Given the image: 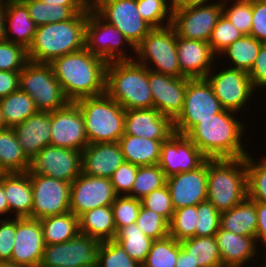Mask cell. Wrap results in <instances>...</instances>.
Masks as SVG:
<instances>
[{
	"mask_svg": "<svg viewBox=\"0 0 266 267\" xmlns=\"http://www.w3.org/2000/svg\"><path fill=\"white\" fill-rule=\"evenodd\" d=\"M173 133V121L155 108L125 110L124 134L167 140Z\"/></svg>",
	"mask_w": 266,
	"mask_h": 267,
	"instance_id": "cell-23",
	"label": "cell"
},
{
	"mask_svg": "<svg viewBox=\"0 0 266 267\" xmlns=\"http://www.w3.org/2000/svg\"><path fill=\"white\" fill-rule=\"evenodd\" d=\"M37 27L72 19L77 13H88L91 6H65L47 4L42 0L24 2Z\"/></svg>",
	"mask_w": 266,
	"mask_h": 267,
	"instance_id": "cell-35",
	"label": "cell"
},
{
	"mask_svg": "<svg viewBox=\"0 0 266 267\" xmlns=\"http://www.w3.org/2000/svg\"><path fill=\"white\" fill-rule=\"evenodd\" d=\"M141 206L139 199L128 195L117 196L111 205L116 230L136 223Z\"/></svg>",
	"mask_w": 266,
	"mask_h": 267,
	"instance_id": "cell-47",
	"label": "cell"
},
{
	"mask_svg": "<svg viewBox=\"0 0 266 267\" xmlns=\"http://www.w3.org/2000/svg\"><path fill=\"white\" fill-rule=\"evenodd\" d=\"M228 68L219 70L220 72L216 74L215 71L214 73L210 71L205 79L211 85L222 107L237 113L241 108L245 109L247 101L252 98L251 95L253 96L256 89L247 72L230 66Z\"/></svg>",
	"mask_w": 266,
	"mask_h": 267,
	"instance_id": "cell-14",
	"label": "cell"
},
{
	"mask_svg": "<svg viewBox=\"0 0 266 267\" xmlns=\"http://www.w3.org/2000/svg\"><path fill=\"white\" fill-rule=\"evenodd\" d=\"M4 39V5L0 4V41Z\"/></svg>",
	"mask_w": 266,
	"mask_h": 267,
	"instance_id": "cell-63",
	"label": "cell"
},
{
	"mask_svg": "<svg viewBox=\"0 0 266 267\" xmlns=\"http://www.w3.org/2000/svg\"><path fill=\"white\" fill-rule=\"evenodd\" d=\"M166 184L164 171L156 165L139 166L131 193L128 196L143 199L152 191Z\"/></svg>",
	"mask_w": 266,
	"mask_h": 267,
	"instance_id": "cell-41",
	"label": "cell"
},
{
	"mask_svg": "<svg viewBox=\"0 0 266 267\" xmlns=\"http://www.w3.org/2000/svg\"><path fill=\"white\" fill-rule=\"evenodd\" d=\"M75 103L82 112L89 144L118 142L124 135L125 109L106 93Z\"/></svg>",
	"mask_w": 266,
	"mask_h": 267,
	"instance_id": "cell-6",
	"label": "cell"
},
{
	"mask_svg": "<svg viewBox=\"0 0 266 267\" xmlns=\"http://www.w3.org/2000/svg\"><path fill=\"white\" fill-rule=\"evenodd\" d=\"M139 166L124 161L113 173L110 180L117 196L131 193Z\"/></svg>",
	"mask_w": 266,
	"mask_h": 267,
	"instance_id": "cell-53",
	"label": "cell"
},
{
	"mask_svg": "<svg viewBox=\"0 0 266 267\" xmlns=\"http://www.w3.org/2000/svg\"><path fill=\"white\" fill-rule=\"evenodd\" d=\"M98 267H142L115 240L100 243Z\"/></svg>",
	"mask_w": 266,
	"mask_h": 267,
	"instance_id": "cell-44",
	"label": "cell"
},
{
	"mask_svg": "<svg viewBox=\"0 0 266 267\" xmlns=\"http://www.w3.org/2000/svg\"><path fill=\"white\" fill-rule=\"evenodd\" d=\"M117 197L111 180L81 174L71 183L70 212L79 217L84 212L100 207L111 206Z\"/></svg>",
	"mask_w": 266,
	"mask_h": 267,
	"instance_id": "cell-17",
	"label": "cell"
},
{
	"mask_svg": "<svg viewBox=\"0 0 266 267\" xmlns=\"http://www.w3.org/2000/svg\"><path fill=\"white\" fill-rule=\"evenodd\" d=\"M91 8L118 28L134 47L153 29L139 14L137 0H92Z\"/></svg>",
	"mask_w": 266,
	"mask_h": 267,
	"instance_id": "cell-11",
	"label": "cell"
},
{
	"mask_svg": "<svg viewBox=\"0 0 266 267\" xmlns=\"http://www.w3.org/2000/svg\"><path fill=\"white\" fill-rule=\"evenodd\" d=\"M247 197V168L243 158L207 159V200L221 213Z\"/></svg>",
	"mask_w": 266,
	"mask_h": 267,
	"instance_id": "cell-5",
	"label": "cell"
},
{
	"mask_svg": "<svg viewBox=\"0 0 266 267\" xmlns=\"http://www.w3.org/2000/svg\"><path fill=\"white\" fill-rule=\"evenodd\" d=\"M17 1H20V2H28V1H32V0H17Z\"/></svg>",
	"mask_w": 266,
	"mask_h": 267,
	"instance_id": "cell-69",
	"label": "cell"
},
{
	"mask_svg": "<svg viewBox=\"0 0 266 267\" xmlns=\"http://www.w3.org/2000/svg\"><path fill=\"white\" fill-rule=\"evenodd\" d=\"M47 4H57L65 6H91L90 0H42Z\"/></svg>",
	"mask_w": 266,
	"mask_h": 267,
	"instance_id": "cell-61",
	"label": "cell"
},
{
	"mask_svg": "<svg viewBox=\"0 0 266 267\" xmlns=\"http://www.w3.org/2000/svg\"><path fill=\"white\" fill-rule=\"evenodd\" d=\"M9 1H10V0H0V4L5 5V4H7Z\"/></svg>",
	"mask_w": 266,
	"mask_h": 267,
	"instance_id": "cell-68",
	"label": "cell"
},
{
	"mask_svg": "<svg viewBox=\"0 0 266 267\" xmlns=\"http://www.w3.org/2000/svg\"><path fill=\"white\" fill-rule=\"evenodd\" d=\"M207 159L187 135L174 132L162 143L158 166L168 178L197 169Z\"/></svg>",
	"mask_w": 266,
	"mask_h": 267,
	"instance_id": "cell-19",
	"label": "cell"
},
{
	"mask_svg": "<svg viewBox=\"0 0 266 267\" xmlns=\"http://www.w3.org/2000/svg\"><path fill=\"white\" fill-rule=\"evenodd\" d=\"M195 237L215 236L220 228V212L208 200L197 205Z\"/></svg>",
	"mask_w": 266,
	"mask_h": 267,
	"instance_id": "cell-51",
	"label": "cell"
},
{
	"mask_svg": "<svg viewBox=\"0 0 266 267\" xmlns=\"http://www.w3.org/2000/svg\"><path fill=\"white\" fill-rule=\"evenodd\" d=\"M87 13H77L72 19L37 27L28 60L50 63L53 59L85 48Z\"/></svg>",
	"mask_w": 266,
	"mask_h": 267,
	"instance_id": "cell-3",
	"label": "cell"
},
{
	"mask_svg": "<svg viewBox=\"0 0 266 267\" xmlns=\"http://www.w3.org/2000/svg\"><path fill=\"white\" fill-rule=\"evenodd\" d=\"M28 172L72 183L82 172L81 152L48 145L31 160Z\"/></svg>",
	"mask_w": 266,
	"mask_h": 267,
	"instance_id": "cell-16",
	"label": "cell"
},
{
	"mask_svg": "<svg viewBox=\"0 0 266 267\" xmlns=\"http://www.w3.org/2000/svg\"><path fill=\"white\" fill-rule=\"evenodd\" d=\"M49 64L70 102L105 93L107 62L86 48L55 58Z\"/></svg>",
	"mask_w": 266,
	"mask_h": 267,
	"instance_id": "cell-1",
	"label": "cell"
},
{
	"mask_svg": "<svg viewBox=\"0 0 266 267\" xmlns=\"http://www.w3.org/2000/svg\"><path fill=\"white\" fill-rule=\"evenodd\" d=\"M248 75L251 79L252 85L255 89L266 88V43H262L258 56Z\"/></svg>",
	"mask_w": 266,
	"mask_h": 267,
	"instance_id": "cell-56",
	"label": "cell"
},
{
	"mask_svg": "<svg viewBox=\"0 0 266 267\" xmlns=\"http://www.w3.org/2000/svg\"><path fill=\"white\" fill-rule=\"evenodd\" d=\"M0 267H24L22 265H19L17 263H12L9 261L0 262Z\"/></svg>",
	"mask_w": 266,
	"mask_h": 267,
	"instance_id": "cell-64",
	"label": "cell"
},
{
	"mask_svg": "<svg viewBox=\"0 0 266 267\" xmlns=\"http://www.w3.org/2000/svg\"><path fill=\"white\" fill-rule=\"evenodd\" d=\"M118 142L89 144L81 152L82 173L102 178H111L124 162Z\"/></svg>",
	"mask_w": 266,
	"mask_h": 267,
	"instance_id": "cell-25",
	"label": "cell"
},
{
	"mask_svg": "<svg viewBox=\"0 0 266 267\" xmlns=\"http://www.w3.org/2000/svg\"><path fill=\"white\" fill-rule=\"evenodd\" d=\"M33 192L32 219H44L70 211L71 183L30 174Z\"/></svg>",
	"mask_w": 266,
	"mask_h": 267,
	"instance_id": "cell-13",
	"label": "cell"
},
{
	"mask_svg": "<svg viewBox=\"0 0 266 267\" xmlns=\"http://www.w3.org/2000/svg\"><path fill=\"white\" fill-rule=\"evenodd\" d=\"M222 15V0L213 4L172 11V26L177 36L208 42Z\"/></svg>",
	"mask_w": 266,
	"mask_h": 267,
	"instance_id": "cell-15",
	"label": "cell"
},
{
	"mask_svg": "<svg viewBox=\"0 0 266 267\" xmlns=\"http://www.w3.org/2000/svg\"><path fill=\"white\" fill-rule=\"evenodd\" d=\"M232 1V5L230 4L227 7L226 5L229 1L222 0V14L227 17L229 21L243 33V35H250L252 26V3L238 0Z\"/></svg>",
	"mask_w": 266,
	"mask_h": 267,
	"instance_id": "cell-49",
	"label": "cell"
},
{
	"mask_svg": "<svg viewBox=\"0 0 266 267\" xmlns=\"http://www.w3.org/2000/svg\"><path fill=\"white\" fill-rule=\"evenodd\" d=\"M224 110L205 78L189 79L182 112L173 121L175 133L186 135L200 120Z\"/></svg>",
	"mask_w": 266,
	"mask_h": 267,
	"instance_id": "cell-9",
	"label": "cell"
},
{
	"mask_svg": "<svg viewBox=\"0 0 266 267\" xmlns=\"http://www.w3.org/2000/svg\"><path fill=\"white\" fill-rule=\"evenodd\" d=\"M36 29L37 26L31 19L24 2L10 0L4 5V40L21 45L28 50Z\"/></svg>",
	"mask_w": 266,
	"mask_h": 267,
	"instance_id": "cell-27",
	"label": "cell"
},
{
	"mask_svg": "<svg viewBox=\"0 0 266 267\" xmlns=\"http://www.w3.org/2000/svg\"><path fill=\"white\" fill-rule=\"evenodd\" d=\"M175 267H199L197 264H194L193 260L190 258V255L180 246V241L179 254Z\"/></svg>",
	"mask_w": 266,
	"mask_h": 267,
	"instance_id": "cell-60",
	"label": "cell"
},
{
	"mask_svg": "<svg viewBox=\"0 0 266 267\" xmlns=\"http://www.w3.org/2000/svg\"><path fill=\"white\" fill-rule=\"evenodd\" d=\"M0 108L6 128H14L38 112L33 98L20 88L0 99Z\"/></svg>",
	"mask_w": 266,
	"mask_h": 267,
	"instance_id": "cell-36",
	"label": "cell"
},
{
	"mask_svg": "<svg viewBox=\"0 0 266 267\" xmlns=\"http://www.w3.org/2000/svg\"><path fill=\"white\" fill-rule=\"evenodd\" d=\"M174 210L207 200V160L197 169L166 178Z\"/></svg>",
	"mask_w": 266,
	"mask_h": 267,
	"instance_id": "cell-22",
	"label": "cell"
},
{
	"mask_svg": "<svg viewBox=\"0 0 266 267\" xmlns=\"http://www.w3.org/2000/svg\"><path fill=\"white\" fill-rule=\"evenodd\" d=\"M5 128H6V126H5V122H4L3 115L1 112V108H0V130H3Z\"/></svg>",
	"mask_w": 266,
	"mask_h": 267,
	"instance_id": "cell-65",
	"label": "cell"
},
{
	"mask_svg": "<svg viewBox=\"0 0 266 267\" xmlns=\"http://www.w3.org/2000/svg\"><path fill=\"white\" fill-rule=\"evenodd\" d=\"M188 77H175L148 70L153 108L174 121L182 112Z\"/></svg>",
	"mask_w": 266,
	"mask_h": 267,
	"instance_id": "cell-20",
	"label": "cell"
},
{
	"mask_svg": "<svg viewBox=\"0 0 266 267\" xmlns=\"http://www.w3.org/2000/svg\"><path fill=\"white\" fill-rule=\"evenodd\" d=\"M105 93L125 110L153 108L148 69L135 60L107 63Z\"/></svg>",
	"mask_w": 266,
	"mask_h": 267,
	"instance_id": "cell-4",
	"label": "cell"
},
{
	"mask_svg": "<svg viewBox=\"0 0 266 267\" xmlns=\"http://www.w3.org/2000/svg\"><path fill=\"white\" fill-rule=\"evenodd\" d=\"M263 42L251 35H243L220 53L232 61L231 68L249 72L252 68Z\"/></svg>",
	"mask_w": 266,
	"mask_h": 267,
	"instance_id": "cell-39",
	"label": "cell"
},
{
	"mask_svg": "<svg viewBox=\"0 0 266 267\" xmlns=\"http://www.w3.org/2000/svg\"><path fill=\"white\" fill-rule=\"evenodd\" d=\"M20 72L0 71V99L19 89Z\"/></svg>",
	"mask_w": 266,
	"mask_h": 267,
	"instance_id": "cell-57",
	"label": "cell"
},
{
	"mask_svg": "<svg viewBox=\"0 0 266 267\" xmlns=\"http://www.w3.org/2000/svg\"><path fill=\"white\" fill-rule=\"evenodd\" d=\"M28 61L24 47L4 39L0 41V71L20 72Z\"/></svg>",
	"mask_w": 266,
	"mask_h": 267,
	"instance_id": "cell-50",
	"label": "cell"
},
{
	"mask_svg": "<svg viewBox=\"0 0 266 267\" xmlns=\"http://www.w3.org/2000/svg\"><path fill=\"white\" fill-rule=\"evenodd\" d=\"M180 246L199 267H223L215 236L191 237L180 241Z\"/></svg>",
	"mask_w": 266,
	"mask_h": 267,
	"instance_id": "cell-37",
	"label": "cell"
},
{
	"mask_svg": "<svg viewBox=\"0 0 266 267\" xmlns=\"http://www.w3.org/2000/svg\"><path fill=\"white\" fill-rule=\"evenodd\" d=\"M4 193L15 218H31L33 192L30 173H4Z\"/></svg>",
	"mask_w": 266,
	"mask_h": 267,
	"instance_id": "cell-29",
	"label": "cell"
},
{
	"mask_svg": "<svg viewBox=\"0 0 266 267\" xmlns=\"http://www.w3.org/2000/svg\"><path fill=\"white\" fill-rule=\"evenodd\" d=\"M137 226L143 233L153 240H160L169 236V222L153 210L141 206Z\"/></svg>",
	"mask_w": 266,
	"mask_h": 267,
	"instance_id": "cell-48",
	"label": "cell"
},
{
	"mask_svg": "<svg viewBox=\"0 0 266 267\" xmlns=\"http://www.w3.org/2000/svg\"><path fill=\"white\" fill-rule=\"evenodd\" d=\"M137 8L142 18L153 28L172 24V10L162 0H137ZM164 19L167 24H164Z\"/></svg>",
	"mask_w": 266,
	"mask_h": 267,
	"instance_id": "cell-46",
	"label": "cell"
},
{
	"mask_svg": "<svg viewBox=\"0 0 266 267\" xmlns=\"http://www.w3.org/2000/svg\"><path fill=\"white\" fill-rule=\"evenodd\" d=\"M238 1L247 2V3H255V2L266 1V0H238Z\"/></svg>",
	"mask_w": 266,
	"mask_h": 267,
	"instance_id": "cell-66",
	"label": "cell"
},
{
	"mask_svg": "<svg viewBox=\"0 0 266 267\" xmlns=\"http://www.w3.org/2000/svg\"><path fill=\"white\" fill-rule=\"evenodd\" d=\"M247 168V197L253 201L266 203V157L255 160L250 154L245 156Z\"/></svg>",
	"mask_w": 266,
	"mask_h": 267,
	"instance_id": "cell-42",
	"label": "cell"
},
{
	"mask_svg": "<svg viewBox=\"0 0 266 267\" xmlns=\"http://www.w3.org/2000/svg\"><path fill=\"white\" fill-rule=\"evenodd\" d=\"M162 1L172 10V3H171L172 0H170V1L168 0L170 3L167 0H162Z\"/></svg>",
	"mask_w": 266,
	"mask_h": 267,
	"instance_id": "cell-67",
	"label": "cell"
},
{
	"mask_svg": "<svg viewBox=\"0 0 266 267\" xmlns=\"http://www.w3.org/2000/svg\"><path fill=\"white\" fill-rule=\"evenodd\" d=\"M100 243L79 233L68 242L45 245L39 267H98Z\"/></svg>",
	"mask_w": 266,
	"mask_h": 267,
	"instance_id": "cell-12",
	"label": "cell"
},
{
	"mask_svg": "<svg viewBox=\"0 0 266 267\" xmlns=\"http://www.w3.org/2000/svg\"><path fill=\"white\" fill-rule=\"evenodd\" d=\"M13 129L24 153L32 160L50 145L51 112L38 111Z\"/></svg>",
	"mask_w": 266,
	"mask_h": 267,
	"instance_id": "cell-26",
	"label": "cell"
},
{
	"mask_svg": "<svg viewBox=\"0 0 266 267\" xmlns=\"http://www.w3.org/2000/svg\"><path fill=\"white\" fill-rule=\"evenodd\" d=\"M31 160L24 153L13 128L0 130V170L2 173H25Z\"/></svg>",
	"mask_w": 266,
	"mask_h": 267,
	"instance_id": "cell-33",
	"label": "cell"
},
{
	"mask_svg": "<svg viewBox=\"0 0 266 267\" xmlns=\"http://www.w3.org/2000/svg\"><path fill=\"white\" fill-rule=\"evenodd\" d=\"M164 141L166 140H153L124 134L118 143L126 162L136 166H150L159 163Z\"/></svg>",
	"mask_w": 266,
	"mask_h": 267,
	"instance_id": "cell-30",
	"label": "cell"
},
{
	"mask_svg": "<svg viewBox=\"0 0 266 267\" xmlns=\"http://www.w3.org/2000/svg\"><path fill=\"white\" fill-rule=\"evenodd\" d=\"M44 247L40 220L29 217L16 218V236L9 262L24 267H39Z\"/></svg>",
	"mask_w": 266,
	"mask_h": 267,
	"instance_id": "cell-21",
	"label": "cell"
},
{
	"mask_svg": "<svg viewBox=\"0 0 266 267\" xmlns=\"http://www.w3.org/2000/svg\"><path fill=\"white\" fill-rule=\"evenodd\" d=\"M223 267H243L257 253L254 237L237 235L221 227L215 234Z\"/></svg>",
	"mask_w": 266,
	"mask_h": 267,
	"instance_id": "cell-28",
	"label": "cell"
},
{
	"mask_svg": "<svg viewBox=\"0 0 266 267\" xmlns=\"http://www.w3.org/2000/svg\"><path fill=\"white\" fill-rule=\"evenodd\" d=\"M176 49L180 71L185 77L205 78L213 70L217 57L208 42L177 36Z\"/></svg>",
	"mask_w": 266,
	"mask_h": 267,
	"instance_id": "cell-24",
	"label": "cell"
},
{
	"mask_svg": "<svg viewBox=\"0 0 266 267\" xmlns=\"http://www.w3.org/2000/svg\"><path fill=\"white\" fill-rule=\"evenodd\" d=\"M250 35L266 43V1L252 3V26Z\"/></svg>",
	"mask_w": 266,
	"mask_h": 267,
	"instance_id": "cell-55",
	"label": "cell"
},
{
	"mask_svg": "<svg viewBox=\"0 0 266 267\" xmlns=\"http://www.w3.org/2000/svg\"><path fill=\"white\" fill-rule=\"evenodd\" d=\"M19 88L33 98L38 111L53 112L70 102L49 63L28 61L20 71Z\"/></svg>",
	"mask_w": 266,
	"mask_h": 267,
	"instance_id": "cell-8",
	"label": "cell"
},
{
	"mask_svg": "<svg viewBox=\"0 0 266 267\" xmlns=\"http://www.w3.org/2000/svg\"><path fill=\"white\" fill-rule=\"evenodd\" d=\"M0 220V262L10 261L16 236V218Z\"/></svg>",
	"mask_w": 266,
	"mask_h": 267,
	"instance_id": "cell-54",
	"label": "cell"
},
{
	"mask_svg": "<svg viewBox=\"0 0 266 267\" xmlns=\"http://www.w3.org/2000/svg\"><path fill=\"white\" fill-rule=\"evenodd\" d=\"M210 1V0H209ZM172 11L209 4L208 0H172Z\"/></svg>",
	"mask_w": 266,
	"mask_h": 267,
	"instance_id": "cell-59",
	"label": "cell"
},
{
	"mask_svg": "<svg viewBox=\"0 0 266 267\" xmlns=\"http://www.w3.org/2000/svg\"><path fill=\"white\" fill-rule=\"evenodd\" d=\"M50 133L52 146L82 152L89 145L82 112L75 102L51 112Z\"/></svg>",
	"mask_w": 266,
	"mask_h": 267,
	"instance_id": "cell-18",
	"label": "cell"
},
{
	"mask_svg": "<svg viewBox=\"0 0 266 267\" xmlns=\"http://www.w3.org/2000/svg\"><path fill=\"white\" fill-rule=\"evenodd\" d=\"M79 232L100 242L114 240L117 230L111 206H100L81 214Z\"/></svg>",
	"mask_w": 266,
	"mask_h": 267,
	"instance_id": "cell-32",
	"label": "cell"
},
{
	"mask_svg": "<svg viewBox=\"0 0 266 267\" xmlns=\"http://www.w3.org/2000/svg\"><path fill=\"white\" fill-rule=\"evenodd\" d=\"M45 245L68 242L79 232V217L68 211L63 214L40 219Z\"/></svg>",
	"mask_w": 266,
	"mask_h": 267,
	"instance_id": "cell-34",
	"label": "cell"
},
{
	"mask_svg": "<svg viewBox=\"0 0 266 267\" xmlns=\"http://www.w3.org/2000/svg\"><path fill=\"white\" fill-rule=\"evenodd\" d=\"M197 219V205L175 210L169 222V236L177 241L195 237Z\"/></svg>",
	"mask_w": 266,
	"mask_h": 267,
	"instance_id": "cell-43",
	"label": "cell"
},
{
	"mask_svg": "<svg viewBox=\"0 0 266 267\" xmlns=\"http://www.w3.org/2000/svg\"><path fill=\"white\" fill-rule=\"evenodd\" d=\"M124 42L126 47L129 46L132 51H135V47L118 28L104 21L92 8L89 9L85 37V48L88 51L107 63L134 60V57L132 59L126 55V52H123L122 44Z\"/></svg>",
	"mask_w": 266,
	"mask_h": 267,
	"instance_id": "cell-10",
	"label": "cell"
},
{
	"mask_svg": "<svg viewBox=\"0 0 266 267\" xmlns=\"http://www.w3.org/2000/svg\"><path fill=\"white\" fill-rule=\"evenodd\" d=\"M242 36L243 33L222 14L212 31L208 43L210 44L212 52L218 57L224 49Z\"/></svg>",
	"mask_w": 266,
	"mask_h": 267,
	"instance_id": "cell-45",
	"label": "cell"
},
{
	"mask_svg": "<svg viewBox=\"0 0 266 267\" xmlns=\"http://www.w3.org/2000/svg\"><path fill=\"white\" fill-rule=\"evenodd\" d=\"M176 42L177 33L172 25L153 28L135 47L137 59L134 60L148 70L183 77L178 63ZM151 62L153 65H150Z\"/></svg>",
	"mask_w": 266,
	"mask_h": 267,
	"instance_id": "cell-7",
	"label": "cell"
},
{
	"mask_svg": "<svg viewBox=\"0 0 266 267\" xmlns=\"http://www.w3.org/2000/svg\"><path fill=\"white\" fill-rule=\"evenodd\" d=\"M144 208L153 210L163 216L168 222L171 221L174 207L167 185L156 189L141 199Z\"/></svg>",
	"mask_w": 266,
	"mask_h": 267,
	"instance_id": "cell-52",
	"label": "cell"
},
{
	"mask_svg": "<svg viewBox=\"0 0 266 267\" xmlns=\"http://www.w3.org/2000/svg\"><path fill=\"white\" fill-rule=\"evenodd\" d=\"M179 254V241L171 236L154 240L142 267H175Z\"/></svg>",
	"mask_w": 266,
	"mask_h": 267,
	"instance_id": "cell-40",
	"label": "cell"
},
{
	"mask_svg": "<svg viewBox=\"0 0 266 267\" xmlns=\"http://www.w3.org/2000/svg\"><path fill=\"white\" fill-rule=\"evenodd\" d=\"M8 201L4 193V173L0 176V215L9 214Z\"/></svg>",
	"mask_w": 266,
	"mask_h": 267,
	"instance_id": "cell-62",
	"label": "cell"
},
{
	"mask_svg": "<svg viewBox=\"0 0 266 267\" xmlns=\"http://www.w3.org/2000/svg\"><path fill=\"white\" fill-rule=\"evenodd\" d=\"M114 240L140 265L145 262L154 241L146 236L136 223L120 228Z\"/></svg>",
	"mask_w": 266,
	"mask_h": 267,
	"instance_id": "cell-38",
	"label": "cell"
},
{
	"mask_svg": "<svg viewBox=\"0 0 266 267\" xmlns=\"http://www.w3.org/2000/svg\"><path fill=\"white\" fill-rule=\"evenodd\" d=\"M235 115L224 109L200 120L186 135L208 159L243 158L248 154L241 140L245 127Z\"/></svg>",
	"mask_w": 266,
	"mask_h": 267,
	"instance_id": "cell-2",
	"label": "cell"
},
{
	"mask_svg": "<svg viewBox=\"0 0 266 267\" xmlns=\"http://www.w3.org/2000/svg\"><path fill=\"white\" fill-rule=\"evenodd\" d=\"M220 227L237 235L256 237L255 201L246 197L233 208L220 213Z\"/></svg>",
	"mask_w": 266,
	"mask_h": 267,
	"instance_id": "cell-31",
	"label": "cell"
},
{
	"mask_svg": "<svg viewBox=\"0 0 266 267\" xmlns=\"http://www.w3.org/2000/svg\"><path fill=\"white\" fill-rule=\"evenodd\" d=\"M255 210L257 213V230L255 239L256 242L261 241V244L266 248V203L255 201Z\"/></svg>",
	"mask_w": 266,
	"mask_h": 267,
	"instance_id": "cell-58",
	"label": "cell"
}]
</instances>
